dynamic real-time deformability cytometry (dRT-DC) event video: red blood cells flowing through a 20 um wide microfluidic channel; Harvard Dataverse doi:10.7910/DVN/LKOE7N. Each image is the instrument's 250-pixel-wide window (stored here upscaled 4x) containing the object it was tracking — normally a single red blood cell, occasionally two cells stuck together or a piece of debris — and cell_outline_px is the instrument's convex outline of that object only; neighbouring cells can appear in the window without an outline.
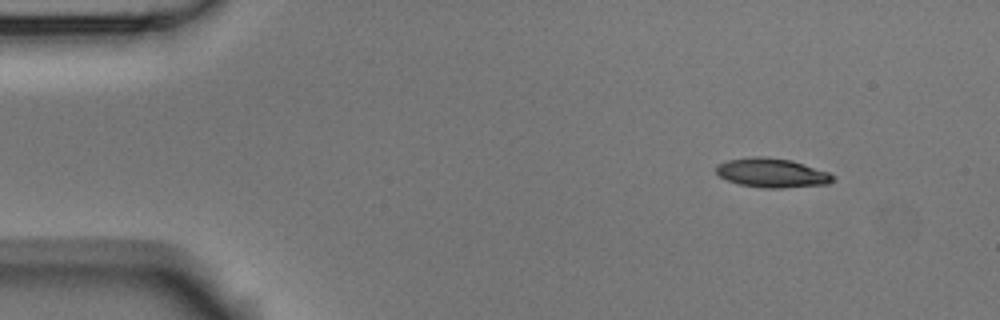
{"species": "Egyptian fruit bat (a non-hibernating species)", "species_latin": "Rousettus aegyptiacus", "temperature_condition": "room temperature", "stored_images_in_passage": 4, "camera_frame_rate_fps": 3000, "um_per_image_px": 0.085, "animal": {"sex": "male"}, "frame": {"image": 1, "passage_image": 1, "time_ms": 0.0, "image_size_px": [1000, 320], "cell_outline_px": [[836, 176], [828, 184], [780, 188], [764, 188], [740, 184], [728, 180], [720, 176], [716, 172], [716, 164], [728, 160], [752, 156], [764, 156], [792, 160], [828, 172]], "centroid_in_image_um": [65.61, 14.68], "position_along_channel_um": 19.4, "area_um2": 19.83}}